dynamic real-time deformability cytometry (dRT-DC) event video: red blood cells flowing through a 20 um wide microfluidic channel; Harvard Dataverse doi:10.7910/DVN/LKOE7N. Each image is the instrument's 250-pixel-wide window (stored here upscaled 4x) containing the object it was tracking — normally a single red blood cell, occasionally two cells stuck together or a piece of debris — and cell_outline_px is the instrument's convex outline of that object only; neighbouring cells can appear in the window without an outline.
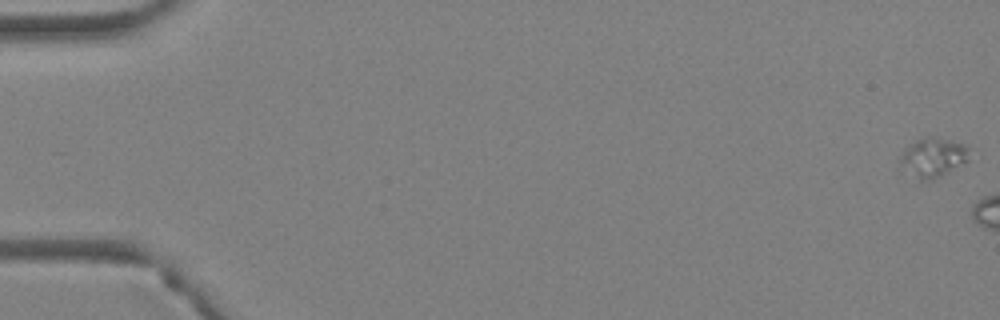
{"species": "Egyptian fruit bat (a non-hibernating species)", "species_latin": "Rousettus aegyptiacus", "temperature_condition": "warm", "stored_images_in_passage": 6, "camera_frame_rate_fps": 3000, "um_per_image_px": 0.085, "animal": {"sex": "female"}, "frame": {"image": 1, "passage_image": 1, "time_ms": 0.0, "image_size_px": [1000, 320], "cell_outline_px": [[968, 160], [928, 180], [920, 180], [900, 160], [900, 156], [916, 140], [940, 140], [968, 144]], "centroid_in_image_um": [79.37, 13.38], "position_along_channel_um": 5.6, "area_um2": 13.99}}